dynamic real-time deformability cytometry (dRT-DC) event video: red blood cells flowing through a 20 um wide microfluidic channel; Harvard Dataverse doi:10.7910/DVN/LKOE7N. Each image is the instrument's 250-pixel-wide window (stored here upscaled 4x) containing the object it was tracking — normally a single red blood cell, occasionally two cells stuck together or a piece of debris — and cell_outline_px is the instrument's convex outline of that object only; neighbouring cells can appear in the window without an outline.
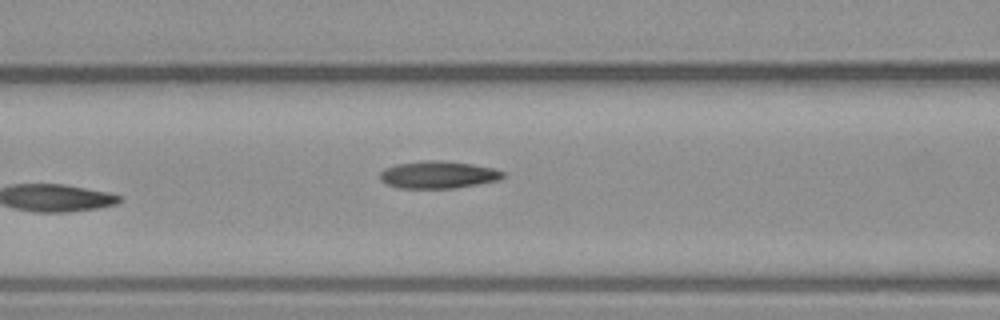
{"species": "common noctule bat (a hibernating species)", "species_latin": "Nyctalus noctula", "temperature_condition": "warm", "stored_images_in_passage": 7, "camera_frame_rate_fps": 3000, "um_per_image_px": 0.085, "animal": {"sex": "male", "body_mass_g": 23.1, "forearm_length_mm": 52.7}, "frame": {"image": 1, "passage_image": 7, "time_ms": 7.333, "image_size_px": [1000, 320], "cell_outline_px": [[504, 176], [500, 180], [456, 188], [400, 188], [388, 184], [380, 180], [380, 172], [384, 168], [396, 164], [428, 160], [440, 160], [472, 164], [492, 168], [504, 172]], "centroid_in_image_um": [37.24, 14.85], "position_along_channel_um": 129.4, "area_um2": 19.54}}